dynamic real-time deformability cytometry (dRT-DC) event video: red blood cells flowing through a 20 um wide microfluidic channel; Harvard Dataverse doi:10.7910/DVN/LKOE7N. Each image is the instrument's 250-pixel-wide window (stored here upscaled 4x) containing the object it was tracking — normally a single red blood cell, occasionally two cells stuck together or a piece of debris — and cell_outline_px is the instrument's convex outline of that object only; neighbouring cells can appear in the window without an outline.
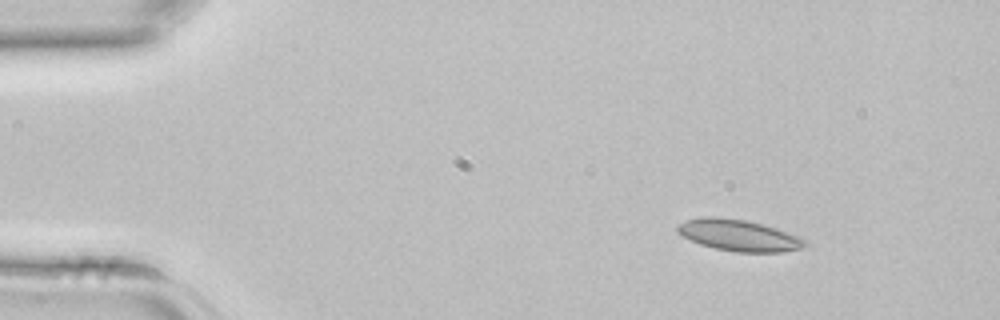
{"species": "common noctule bat (a hibernating species)", "species_latin": "Nyctalus noctula", "temperature_condition": "room temperature", "stored_images_in_passage": 39, "camera_frame_rate_fps": 3000, "um_per_image_px": 0.085, "animal": {"sex": "female", "body_mass_g": 22.7, "forearm_length_mm": 54.2}, "frame": {"image": 1, "passage_image": 1, "time_ms": 0.0, "image_size_px": [1000, 320], "cell_outline_px": [[804, 244], [800, 248], [780, 252], [736, 252], [716, 248], [700, 244], [676, 232], [676, 224], [684, 220], [700, 216], [716, 216], [744, 220], [764, 224], [800, 236], [804, 240]], "centroid_in_image_um": [62.72, 19.98], "position_along_channel_um": 22.3, "area_um2": 23.29}}
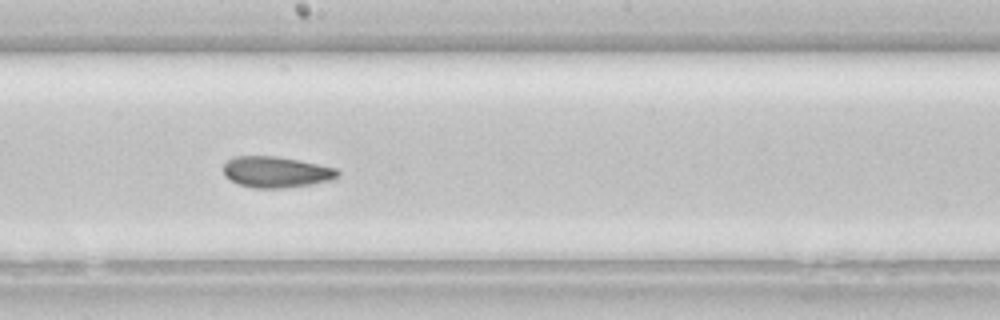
{"frame": {"image": 2, "passage_image": 19, "time_ms": 6.0, "image_size_px": [1000, 320], "cell_outline_px": [[340, 176], [332, 180], [284, 188], [256, 188], [240, 184], [228, 180], [224, 176], [224, 164], [232, 156], [276, 156], [300, 160], [336, 168], [340, 172]], "centroid_in_image_um": [23.47, 14.61], "position_along_channel_um": 224.7, "area_um2": 20.75}}
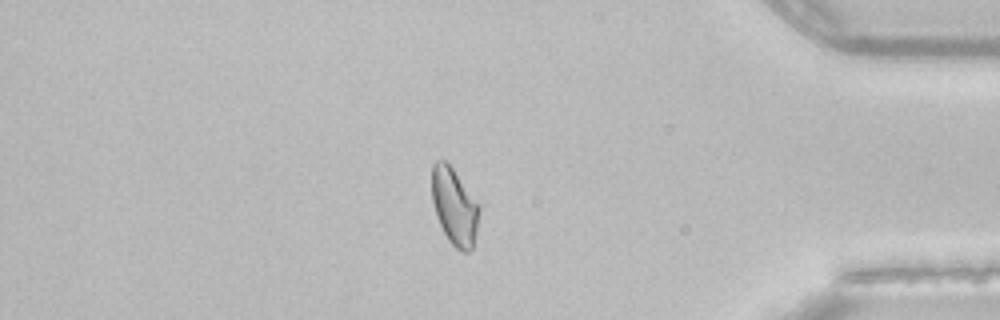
{"frame": {"image": 3, "passage_image": 32, "time_ms": 10.333, "image_size_px": [1000, 320], "cell_outline_px": [[480, 208], [476, 232], [472, 248], [468, 252], [464, 252], [456, 248], [448, 240], [436, 216], [432, 200], [432, 164], [436, 160], [444, 160], [452, 168]], "centroid_in_image_um": [38.6, 17.57], "position_along_channel_um": 396.6, "area_um2": 20.69}}